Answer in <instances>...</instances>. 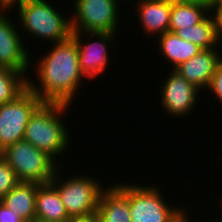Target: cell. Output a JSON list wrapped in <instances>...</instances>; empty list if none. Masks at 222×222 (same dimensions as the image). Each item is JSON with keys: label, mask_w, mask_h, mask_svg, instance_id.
<instances>
[{"label": "cell", "mask_w": 222, "mask_h": 222, "mask_svg": "<svg viewBox=\"0 0 222 222\" xmlns=\"http://www.w3.org/2000/svg\"><path fill=\"white\" fill-rule=\"evenodd\" d=\"M51 46L45 55L38 57L37 63L34 62L38 85L28 77V89L43 102L71 105L86 79L80 69L76 40L71 36Z\"/></svg>", "instance_id": "cell-1"}, {"label": "cell", "mask_w": 222, "mask_h": 222, "mask_svg": "<svg viewBox=\"0 0 222 222\" xmlns=\"http://www.w3.org/2000/svg\"><path fill=\"white\" fill-rule=\"evenodd\" d=\"M69 107L71 105L64 103L42 102L31 114L23 138L49 155L59 166L62 162L58 161V157L62 159L66 155L64 153H67L65 151L69 148L71 138L69 128L65 126L67 123L63 122Z\"/></svg>", "instance_id": "cell-2"}, {"label": "cell", "mask_w": 222, "mask_h": 222, "mask_svg": "<svg viewBox=\"0 0 222 222\" xmlns=\"http://www.w3.org/2000/svg\"><path fill=\"white\" fill-rule=\"evenodd\" d=\"M6 5L11 11L15 7L18 9L16 17L18 26L22 28L19 29L22 30V35L26 33L28 37L30 35L50 41L49 44L64 41L72 36L71 18L62 14L64 11L60 12L56 6H52L54 3L49 0H9Z\"/></svg>", "instance_id": "cell-3"}, {"label": "cell", "mask_w": 222, "mask_h": 222, "mask_svg": "<svg viewBox=\"0 0 222 222\" xmlns=\"http://www.w3.org/2000/svg\"><path fill=\"white\" fill-rule=\"evenodd\" d=\"M61 169L65 168L58 167L50 183L57 189L68 216L73 218L96 213L100 195L106 186H101L96 176L93 178L83 173L63 179Z\"/></svg>", "instance_id": "cell-4"}, {"label": "cell", "mask_w": 222, "mask_h": 222, "mask_svg": "<svg viewBox=\"0 0 222 222\" xmlns=\"http://www.w3.org/2000/svg\"><path fill=\"white\" fill-rule=\"evenodd\" d=\"M2 158L21 182L50 183L59 167L49 155L24 140L3 150Z\"/></svg>", "instance_id": "cell-5"}, {"label": "cell", "mask_w": 222, "mask_h": 222, "mask_svg": "<svg viewBox=\"0 0 222 222\" xmlns=\"http://www.w3.org/2000/svg\"><path fill=\"white\" fill-rule=\"evenodd\" d=\"M116 185L128 196L131 222H169L182 207V204L179 208L173 202H170L173 205L166 203L162 187L154 183L141 185L120 181Z\"/></svg>", "instance_id": "cell-6"}, {"label": "cell", "mask_w": 222, "mask_h": 222, "mask_svg": "<svg viewBox=\"0 0 222 222\" xmlns=\"http://www.w3.org/2000/svg\"><path fill=\"white\" fill-rule=\"evenodd\" d=\"M71 14L73 32L118 33L121 0H74ZM119 12V13H118ZM118 26L120 28H118Z\"/></svg>", "instance_id": "cell-7"}, {"label": "cell", "mask_w": 222, "mask_h": 222, "mask_svg": "<svg viewBox=\"0 0 222 222\" xmlns=\"http://www.w3.org/2000/svg\"><path fill=\"white\" fill-rule=\"evenodd\" d=\"M43 101L28 88L16 99L0 105V151L24 138L31 114Z\"/></svg>", "instance_id": "cell-8"}, {"label": "cell", "mask_w": 222, "mask_h": 222, "mask_svg": "<svg viewBox=\"0 0 222 222\" xmlns=\"http://www.w3.org/2000/svg\"><path fill=\"white\" fill-rule=\"evenodd\" d=\"M9 12L10 8L6 4L0 5V67L22 72L29 77L32 57L26 42H23L20 27L14 23L15 19L13 21L10 18Z\"/></svg>", "instance_id": "cell-9"}, {"label": "cell", "mask_w": 222, "mask_h": 222, "mask_svg": "<svg viewBox=\"0 0 222 222\" xmlns=\"http://www.w3.org/2000/svg\"><path fill=\"white\" fill-rule=\"evenodd\" d=\"M118 34L109 32H72V37L76 40L78 47L80 69L87 80L90 78L94 80L108 69V62H110L109 52H107L109 51L108 46L114 45L113 43ZM85 37L89 38L91 42L87 41L85 43ZM92 38L95 40H91Z\"/></svg>", "instance_id": "cell-10"}, {"label": "cell", "mask_w": 222, "mask_h": 222, "mask_svg": "<svg viewBox=\"0 0 222 222\" xmlns=\"http://www.w3.org/2000/svg\"><path fill=\"white\" fill-rule=\"evenodd\" d=\"M170 70L171 72L167 73L168 77H164L166 81H163L160 86V105H162L165 114L167 113L172 118L182 119V117L189 116L194 108H198L196 105L198 99L201 98L198 97L201 90L188 82L176 70Z\"/></svg>", "instance_id": "cell-11"}, {"label": "cell", "mask_w": 222, "mask_h": 222, "mask_svg": "<svg viewBox=\"0 0 222 222\" xmlns=\"http://www.w3.org/2000/svg\"><path fill=\"white\" fill-rule=\"evenodd\" d=\"M219 51V48L202 49L197 55L181 63L174 70L201 91L207 92L211 78L221 62Z\"/></svg>", "instance_id": "cell-12"}, {"label": "cell", "mask_w": 222, "mask_h": 222, "mask_svg": "<svg viewBox=\"0 0 222 222\" xmlns=\"http://www.w3.org/2000/svg\"><path fill=\"white\" fill-rule=\"evenodd\" d=\"M135 5L138 22L142 25L144 33L157 38L169 31L171 1L137 0Z\"/></svg>", "instance_id": "cell-13"}, {"label": "cell", "mask_w": 222, "mask_h": 222, "mask_svg": "<svg viewBox=\"0 0 222 222\" xmlns=\"http://www.w3.org/2000/svg\"><path fill=\"white\" fill-rule=\"evenodd\" d=\"M114 184L102 190L96 211L99 221L131 222L128 196Z\"/></svg>", "instance_id": "cell-14"}, {"label": "cell", "mask_w": 222, "mask_h": 222, "mask_svg": "<svg viewBox=\"0 0 222 222\" xmlns=\"http://www.w3.org/2000/svg\"><path fill=\"white\" fill-rule=\"evenodd\" d=\"M65 206L57 189L51 184H40L35 202V222H69Z\"/></svg>", "instance_id": "cell-15"}, {"label": "cell", "mask_w": 222, "mask_h": 222, "mask_svg": "<svg viewBox=\"0 0 222 222\" xmlns=\"http://www.w3.org/2000/svg\"><path fill=\"white\" fill-rule=\"evenodd\" d=\"M158 50L163 58L171 64L169 69H175L181 63L193 58L202 48L190 41L183 40L173 32H165L156 38Z\"/></svg>", "instance_id": "cell-16"}, {"label": "cell", "mask_w": 222, "mask_h": 222, "mask_svg": "<svg viewBox=\"0 0 222 222\" xmlns=\"http://www.w3.org/2000/svg\"><path fill=\"white\" fill-rule=\"evenodd\" d=\"M34 182H19L1 200L9 209L14 210L25 222H35V202L37 188Z\"/></svg>", "instance_id": "cell-17"}, {"label": "cell", "mask_w": 222, "mask_h": 222, "mask_svg": "<svg viewBox=\"0 0 222 222\" xmlns=\"http://www.w3.org/2000/svg\"><path fill=\"white\" fill-rule=\"evenodd\" d=\"M210 14V7L195 3L172 2L169 32L188 28L202 22Z\"/></svg>", "instance_id": "cell-18"}, {"label": "cell", "mask_w": 222, "mask_h": 222, "mask_svg": "<svg viewBox=\"0 0 222 222\" xmlns=\"http://www.w3.org/2000/svg\"><path fill=\"white\" fill-rule=\"evenodd\" d=\"M174 33L183 40L190 41L202 49L219 48V37L211 14L202 22L188 28L178 29Z\"/></svg>", "instance_id": "cell-19"}, {"label": "cell", "mask_w": 222, "mask_h": 222, "mask_svg": "<svg viewBox=\"0 0 222 222\" xmlns=\"http://www.w3.org/2000/svg\"><path fill=\"white\" fill-rule=\"evenodd\" d=\"M28 88V77L22 72L0 67V105L20 96Z\"/></svg>", "instance_id": "cell-20"}, {"label": "cell", "mask_w": 222, "mask_h": 222, "mask_svg": "<svg viewBox=\"0 0 222 222\" xmlns=\"http://www.w3.org/2000/svg\"><path fill=\"white\" fill-rule=\"evenodd\" d=\"M20 181L11 166L3 159H0V201Z\"/></svg>", "instance_id": "cell-21"}, {"label": "cell", "mask_w": 222, "mask_h": 222, "mask_svg": "<svg viewBox=\"0 0 222 222\" xmlns=\"http://www.w3.org/2000/svg\"><path fill=\"white\" fill-rule=\"evenodd\" d=\"M207 90L214 94V100L217 99L222 106V61L218 64Z\"/></svg>", "instance_id": "cell-22"}, {"label": "cell", "mask_w": 222, "mask_h": 222, "mask_svg": "<svg viewBox=\"0 0 222 222\" xmlns=\"http://www.w3.org/2000/svg\"><path fill=\"white\" fill-rule=\"evenodd\" d=\"M210 14L215 23L218 37L222 36V0H214L210 7Z\"/></svg>", "instance_id": "cell-23"}, {"label": "cell", "mask_w": 222, "mask_h": 222, "mask_svg": "<svg viewBox=\"0 0 222 222\" xmlns=\"http://www.w3.org/2000/svg\"><path fill=\"white\" fill-rule=\"evenodd\" d=\"M0 222H25L14 210L0 201Z\"/></svg>", "instance_id": "cell-24"}, {"label": "cell", "mask_w": 222, "mask_h": 222, "mask_svg": "<svg viewBox=\"0 0 222 222\" xmlns=\"http://www.w3.org/2000/svg\"><path fill=\"white\" fill-rule=\"evenodd\" d=\"M186 206L184 208H181L169 222H191L192 218L189 216L188 212L189 210L186 209ZM188 210V211H187ZM188 214V215H187Z\"/></svg>", "instance_id": "cell-25"}, {"label": "cell", "mask_w": 222, "mask_h": 222, "mask_svg": "<svg viewBox=\"0 0 222 222\" xmlns=\"http://www.w3.org/2000/svg\"><path fill=\"white\" fill-rule=\"evenodd\" d=\"M69 222H100L99 217L96 213L80 216V217H73L70 219Z\"/></svg>", "instance_id": "cell-26"}, {"label": "cell", "mask_w": 222, "mask_h": 222, "mask_svg": "<svg viewBox=\"0 0 222 222\" xmlns=\"http://www.w3.org/2000/svg\"><path fill=\"white\" fill-rule=\"evenodd\" d=\"M214 0H180L182 3H195V4H201L206 5L208 7H211V4Z\"/></svg>", "instance_id": "cell-27"}, {"label": "cell", "mask_w": 222, "mask_h": 222, "mask_svg": "<svg viewBox=\"0 0 222 222\" xmlns=\"http://www.w3.org/2000/svg\"><path fill=\"white\" fill-rule=\"evenodd\" d=\"M219 49H220V56L222 61V36L219 37Z\"/></svg>", "instance_id": "cell-28"}, {"label": "cell", "mask_w": 222, "mask_h": 222, "mask_svg": "<svg viewBox=\"0 0 222 222\" xmlns=\"http://www.w3.org/2000/svg\"><path fill=\"white\" fill-rule=\"evenodd\" d=\"M9 0H1V5H5Z\"/></svg>", "instance_id": "cell-29"}, {"label": "cell", "mask_w": 222, "mask_h": 222, "mask_svg": "<svg viewBox=\"0 0 222 222\" xmlns=\"http://www.w3.org/2000/svg\"><path fill=\"white\" fill-rule=\"evenodd\" d=\"M166 1H171V2H180V0H166Z\"/></svg>", "instance_id": "cell-30"}]
</instances>
